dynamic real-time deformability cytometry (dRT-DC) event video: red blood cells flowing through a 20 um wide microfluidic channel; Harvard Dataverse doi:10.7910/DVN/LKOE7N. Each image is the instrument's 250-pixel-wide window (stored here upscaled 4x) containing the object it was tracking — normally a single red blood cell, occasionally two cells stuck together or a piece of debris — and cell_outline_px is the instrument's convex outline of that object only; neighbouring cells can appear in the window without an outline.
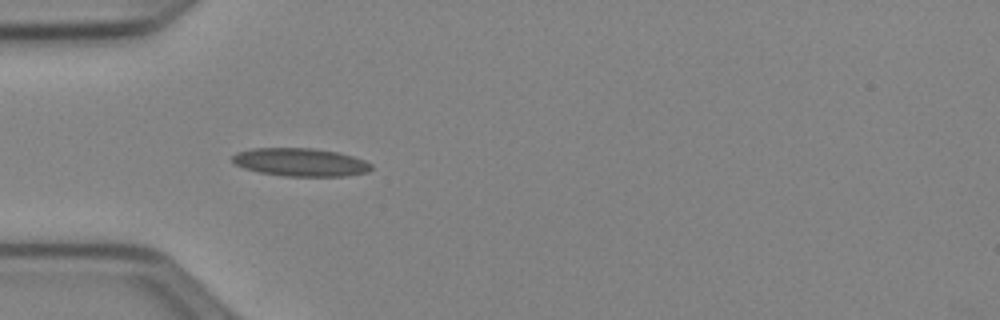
{"species": "Egyptian fruit bat (a non-hibernating species)", "species_latin": "Rousettus aegyptiacus", "temperature_condition": "cold", "stored_images_in_passage": 36, "camera_frame_rate_fps": 3000, "um_per_image_px": 0.085, "animal": {"sex": "female"}, "frame": {"image": 1, "passage_image": 1, "time_ms": 0.0, "image_size_px": [1000, 320], "cell_outline_px": [[372, 168], [368, 172], [348, 176], [284, 176], [260, 172], [244, 168], [236, 164], [232, 160], [232, 156], [236, 152], [252, 148], [312, 148], [336, 152], [352, 156], [364, 160], [372, 164]], "centroid_in_image_um": [25.54, 13.79], "position_along_channel_um": 59.5, "area_um2": 22.72}}
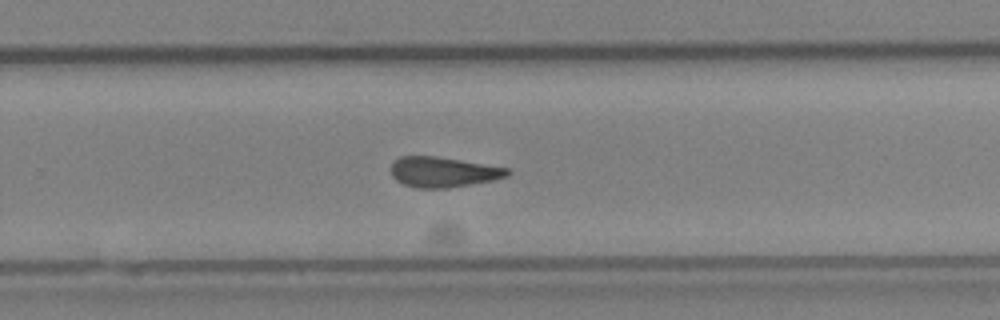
{"frame": {"image": 2, "passage_image": 19, "time_ms": 6.0, "image_size_px": [1000, 320], "cell_outline_px": [[512, 172], [508, 176], [496, 180], [448, 188], [416, 188], [404, 184], [396, 180], [392, 176], [392, 164], [400, 156], [436, 156], [508, 168]], "centroid_in_image_um": [37.7, 14.63], "position_along_channel_um": 292.1, "area_um2": 20.52}}
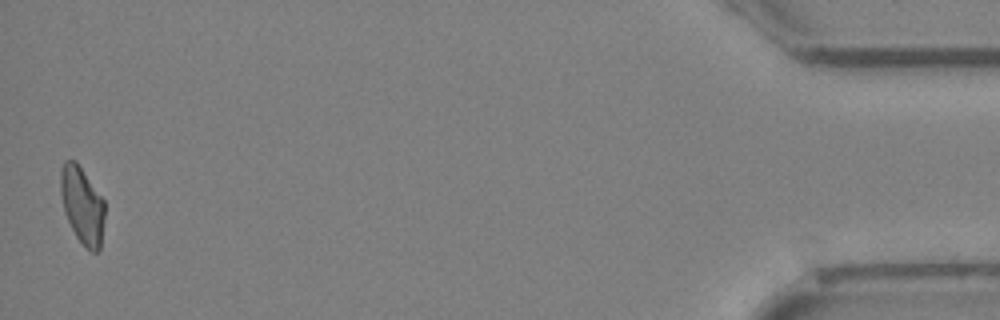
{"frame": {"image": 3, "passage_image": 36, "time_ms": 11.667, "image_size_px": [1000, 320], "cell_outline_px": [[104, 220], [100, 248], [96, 252], [92, 252], [76, 236], [64, 212], [60, 192], [60, 168], [64, 160], [76, 160], [104, 200]], "centroid_in_image_um": [6.97, 17.39], "position_along_channel_um": 428.2, "area_um2": 19.71}, "authors_computed_cell_mechanics": {"area_um2": 21.0392, "velocity_mm_per_s": 3.965, "shape_relaxation_time_tau1_ms": null, "shape_relaxation_time_tau2_ms": 3.6099, "deformation_change_tau1": null, "deformation_change_tau2": 0.1095}}